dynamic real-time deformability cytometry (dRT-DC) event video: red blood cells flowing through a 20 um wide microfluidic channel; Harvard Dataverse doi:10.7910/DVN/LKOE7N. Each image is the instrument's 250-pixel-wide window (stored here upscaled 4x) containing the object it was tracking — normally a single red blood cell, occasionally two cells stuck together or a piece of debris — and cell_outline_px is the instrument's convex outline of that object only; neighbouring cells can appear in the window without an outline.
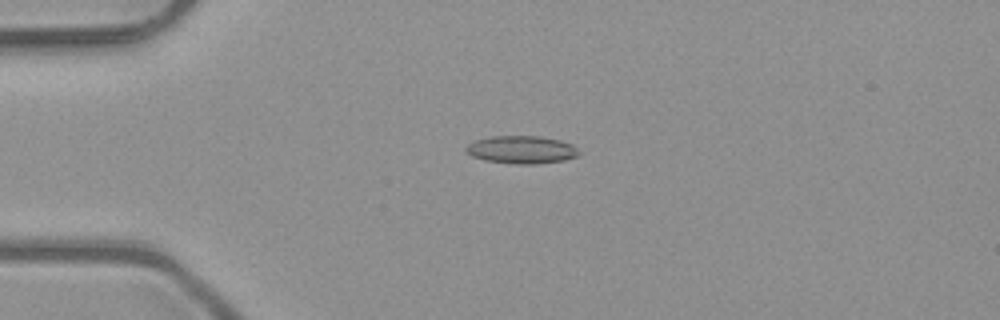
{"species": "common noctule bat (a hibernating species)", "species_latin": "Nyctalus noctula", "temperature_condition": "room temperature", "stored_images_in_passage": 3, "camera_frame_rate_fps": 3000, "um_per_image_px": 0.085, "animal": {"sex": "male", "body_mass_g": 23.1, "forearm_length_mm": 52.7}, "frame": {"image": 1, "passage_image": 2, "time_ms": 0.333, "image_size_px": [1000, 320], "cell_outline_px": [[580, 152], [576, 156], [564, 160], [536, 164], [516, 164], [484, 160], [472, 156], [464, 148], [472, 140], [492, 136], [540, 136], [560, 140], [572, 144]], "centroid_in_image_um": [44.31, 12.72], "position_along_channel_um": 40.7, "area_um2": 18.32}}